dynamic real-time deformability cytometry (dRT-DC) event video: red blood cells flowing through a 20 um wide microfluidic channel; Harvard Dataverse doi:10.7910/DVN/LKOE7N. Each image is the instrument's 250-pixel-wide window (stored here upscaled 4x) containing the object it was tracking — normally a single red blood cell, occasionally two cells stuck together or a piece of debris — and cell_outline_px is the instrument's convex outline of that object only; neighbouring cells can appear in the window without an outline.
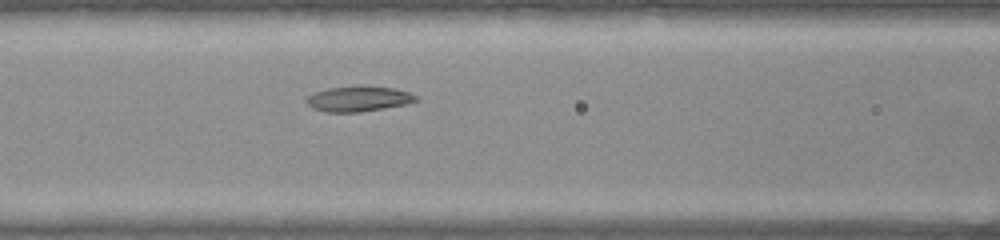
{"species": "common noctule bat (a hibernating species)", "species_latin": "Nyctalus noctula", "temperature_condition": "warm", "stored_images_in_passage": 26, "camera_frame_rate_fps": 3000, "um_per_image_px": 0.085, "animal": {"sex": "female", "body_mass_g": 22.0, "forearm_length_mm": 56.7}, "frame": {"image": 1, "passage_image": 8, "time_ms": 2.333, "image_size_px": [1000, 240], "cell_outline_px": [[420, 100], [404, 104], [360, 112], [324, 112], [312, 108], [308, 104], [308, 96], [312, 92], [328, 88], [356, 84], [364, 84], [392, 88], [408, 92], [416, 96]], "centroid_in_image_um": [30.44, 8.37], "position_along_channel_um": 136.2, "area_um2": 16.42}}
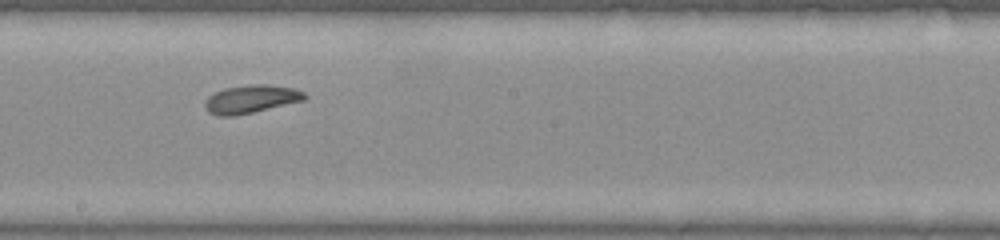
{"frame": {"image": 2, "passage_image": 15, "time_ms": 4.667, "image_size_px": [1000, 240], "cell_outline_px": [[308, 96], [304, 100], [252, 112], [232, 116], [216, 116], [208, 112], [204, 108], [204, 104], [208, 96], [224, 88], [252, 84], [268, 84], [292, 88], [304, 92]], "centroid_in_image_um": [21.3, 8.42], "position_along_channel_um": 226.9, "area_um2": 16.24}}
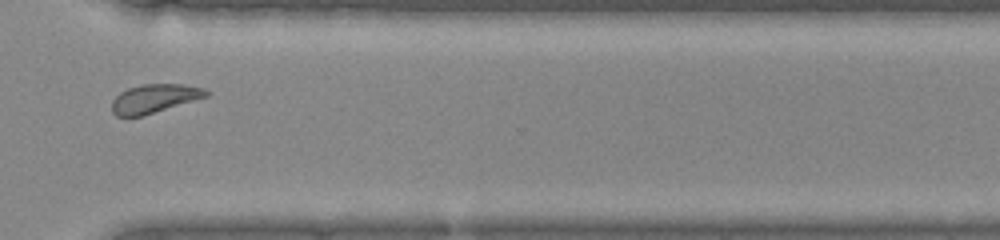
{"frame": {"image": 3, "passage_image": 25, "time_ms": 8.0, "image_size_px": [1000, 240], "cell_outline_px": [[208, 96], [144, 116], [116, 116], [112, 112], [112, 100], [120, 92], [128, 88], [140, 84], [180, 84], [204, 88], [208, 92]], "centroid_in_image_um": [13.1, 8.38], "position_along_channel_um": 357.5, "area_um2": 15.78}, "authors_computed_cell_mechanics": {"area_um2": 15.9817, "velocity_mm_per_s": 3.9001, "shape_relaxation_time_tau1_ms": 6.8967, "shape_relaxation_time_tau2_ms": 3.7246, "deformation_change_tau1": 0.1394, "deformation_change_tau2": 0.0884}}